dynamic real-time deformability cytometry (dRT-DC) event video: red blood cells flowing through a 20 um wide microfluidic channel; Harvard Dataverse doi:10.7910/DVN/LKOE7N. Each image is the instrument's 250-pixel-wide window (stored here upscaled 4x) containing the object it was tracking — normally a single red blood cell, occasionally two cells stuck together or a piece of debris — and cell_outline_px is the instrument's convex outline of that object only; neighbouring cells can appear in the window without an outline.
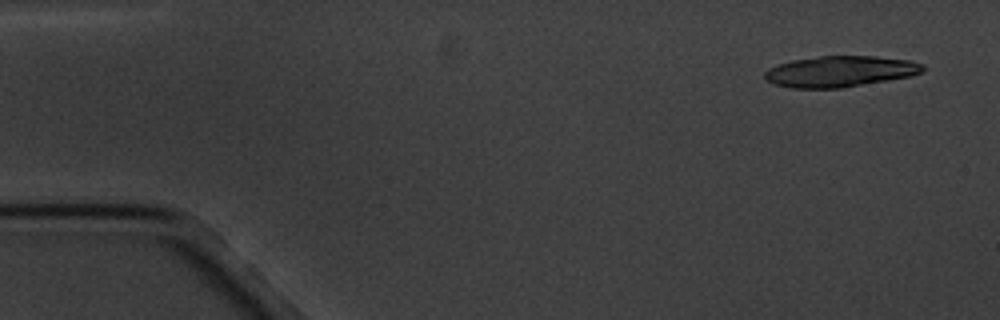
{"species": "common noctule bat (a hibernating species)", "species_latin": "Nyctalus noctula", "temperature_condition": "cold", "stored_images_in_passage": 6, "camera_frame_rate_fps": 3000, "um_per_image_px": 0.085, "animal": {"sex": "male", "body_mass_g": 20.1, "forearm_length_mm": 53.5}, "frame": {"image": 1, "passage_image": 1, "time_ms": 0.0, "image_size_px": [1000, 320], "cell_outline_px": [[924, 68], [920, 72], [912, 76], [840, 88], [792, 88], [776, 84], [768, 80], [764, 76], [764, 72], [768, 68], [776, 64], [792, 60], [820, 56], [876, 56], [908, 60], [924, 64]], "centroid_in_image_um": [71.39, 6.06], "position_along_channel_um": 13.6, "area_um2": 28.44}}